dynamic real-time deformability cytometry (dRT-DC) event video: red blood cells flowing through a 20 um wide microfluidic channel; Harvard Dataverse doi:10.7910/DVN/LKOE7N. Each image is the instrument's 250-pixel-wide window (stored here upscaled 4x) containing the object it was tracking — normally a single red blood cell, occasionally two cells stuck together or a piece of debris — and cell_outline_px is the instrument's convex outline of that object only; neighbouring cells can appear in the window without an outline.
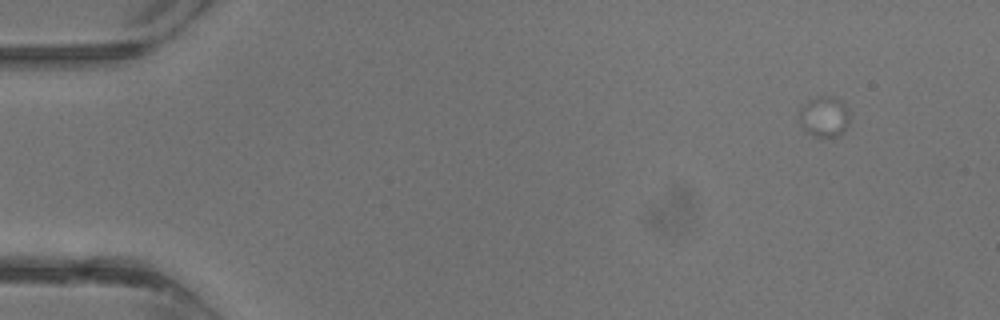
{"species": "common noctule bat (a hibernating species)", "species_latin": "Nyctalus noctula", "temperature_condition": "warm", "stored_images_in_passage": 5, "camera_frame_rate_fps": 3000, "um_per_image_px": 0.085, "animal": {"sex": "male", "body_mass_g": 13.3}, "frame": {"image": 1, "passage_image": 1, "time_ms": 0.0, "image_size_px": [1000, 320], "cell_outline_px": [[848, 124], [844, 132], [836, 136], [816, 136], [808, 132], [804, 128], [800, 120], [800, 108], [808, 100], [820, 96], [824, 96], [840, 100], [848, 108]], "centroid_in_image_um": [70.08, 9.91], "position_along_channel_um": 14.9, "area_um2": 11.56}}